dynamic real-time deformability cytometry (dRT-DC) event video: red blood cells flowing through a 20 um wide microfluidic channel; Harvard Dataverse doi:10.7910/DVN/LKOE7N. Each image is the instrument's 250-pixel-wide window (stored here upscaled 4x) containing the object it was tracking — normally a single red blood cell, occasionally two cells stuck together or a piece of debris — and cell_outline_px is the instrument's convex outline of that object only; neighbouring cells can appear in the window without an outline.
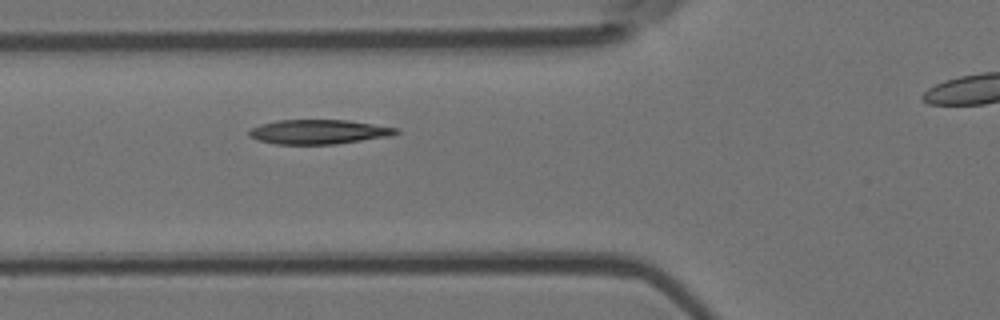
{"species": "Egyptian fruit bat (a non-hibernating species)", "species_latin": "Rousettus aegyptiacus", "temperature_condition": "room temperature", "stored_images_in_passage": 5, "segment_of_instrument_passage": [1, 2], "camera_frame_rate_fps": 3000, "um_per_image_px": 0.085, "animal": {"sex": "female"}, "frame": {"image": 1, "passage_image": 4, "time_ms": 1.0, "image_size_px": [1000, 320], "cell_outline_px": [[400, 132], [392, 136], [336, 144], [276, 144], [260, 140], [248, 136], [248, 132], [252, 128], [260, 124], [276, 120], [348, 120], [400, 128]], "centroid_in_image_um": [27.13, 11.2], "position_along_channel_um": 98.7, "area_um2": 21.04}}